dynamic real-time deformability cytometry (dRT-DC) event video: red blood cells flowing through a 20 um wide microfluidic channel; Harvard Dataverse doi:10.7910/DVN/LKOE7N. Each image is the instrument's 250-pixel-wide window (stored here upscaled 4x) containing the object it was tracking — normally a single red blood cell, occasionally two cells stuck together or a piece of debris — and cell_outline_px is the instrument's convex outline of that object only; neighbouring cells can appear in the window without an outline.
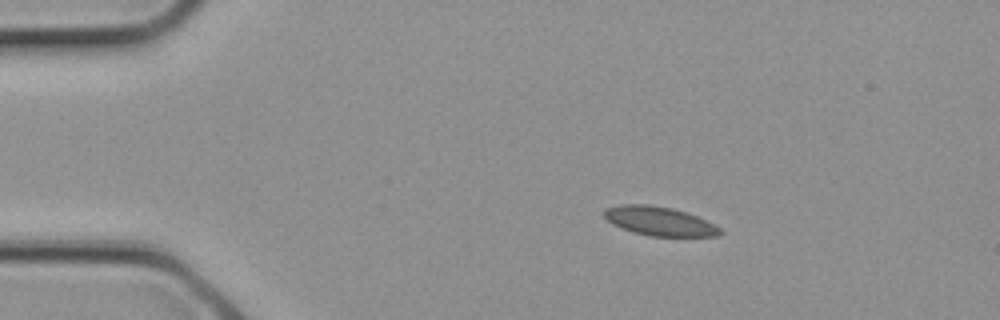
{"species": "common noctule bat (a hibernating species)", "species_latin": "Nyctalus noctula", "temperature_condition": "cold", "stored_images_in_passage": 1, "camera_frame_rate_fps": 3000, "um_per_image_px": 0.085, "animal": {"sex": "female", "body_mass_g": 21.9}, "frame": {"image": 1, "passage_image": 1, "time_ms": 0.0, "image_size_px": [1000, 320], "cell_outline_px": [[724, 232], [720, 236], [648, 236], [632, 232], [612, 224], [600, 212], [604, 208], [620, 204], [648, 204], [672, 208], [688, 212], [716, 224]], "centroid_in_image_um": [56.05, 18.79], "position_along_channel_um": 29.0, "area_um2": 20.0}}